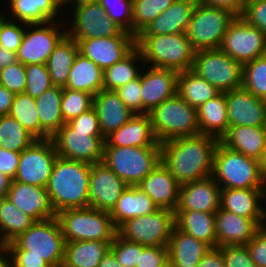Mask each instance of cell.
Here are the masks:
<instances>
[{
  "instance_id": "1",
  "label": "cell",
  "mask_w": 266,
  "mask_h": 267,
  "mask_svg": "<svg viewBox=\"0 0 266 267\" xmlns=\"http://www.w3.org/2000/svg\"><path fill=\"white\" fill-rule=\"evenodd\" d=\"M219 141L203 134L166 141L161 144V161L180 185L208 178Z\"/></svg>"
},
{
  "instance_id": "2",
  "label": "cell",
  "mask_w": 266,
  "mask_h": 267,
  "mask_svg": "<svg viewBox=\"0 0 266 267\" xmlns=\"http://www.w3.org/2000/svg\"><path fill=\"white\" fill-rule=\"evenodd\" d=\"M91 164L56 157L46 191L55 213L88 207Z\"/></svg>"
},
{
  "instance_id": "3",
  "label": "cell",
  "mask_w": 266,
  "mask_h": 267,
  "mask_svg": "<svg viewBox=\"0 0 266 267\" xmlns=\"http://www.w3.org/2000/svg\"><path fill=\"white\" fill-rule=\"evenodd\" d=\"M135 46L141 52L144 68L146 64L178 73L192 69L196 51L186 33L139 34L135 37Z\"/></svg>"
},
{
  "instance_id": "4",
  "label": "cell",
  "mask_w": 266,
  "mask_h": 267,
  "mask_svg": "<svg viewBox=\"0 0 266 267\" xmlns=\"http://www.w3.org/2000/svg\"><path fill=\"white\" fill-rule=\"evenodd\" d=\"M211 176L221 188H266L260 161L230 150L220 141L214 152Z\"/></svg>"
},
{
  "instance_id": "5",
  "label": "cell",
  "mask_w": 266,
  "mask_h": 267,
  "mask_svg": "<svg viewBox=\"0 0 266 267\" xmlns=\"http://www.w3.org/2000/svg\"><path fill=\"white\" fill-rule=\"evenodd\" d=\"M55 217L65 242L113 241L117 234L110 212L92 207L66 209Z\"/></svg>"
},
{
  "instance_id": "6",
  "label": "cell",
  "mask_w": 266,
  "mask_h": 267,
  "mask_svg": "<svg viewBox=\"0 0 266 267\" xmlns=\"http://www.w3.org/2000/svg\"><path fill=\"white\" fill-rule=\"evenodd\" d=\"M65 240L56 217L35 221L25 232L7 243V250H26V256L44 259L51 267H61Z\"/></svg>"
},
{
  "instance_id": "7",
  "label": "cell",
  "mask_w": 266,
  "mask_h": 267,
  "mask_svg": "<svg viewBox=\"0 0 266 267\" xmlns=\"http://www.w3.org/2000/svg\"><path fill=\"white\" fill-rule=\"evenodd\" d=\"M149 115L155 137L160 144L199 134L197 109L177 93L156 106Z\"/></svg>"
},
{
  "instance_id": "8",
  "label": "cell",
  "mask_w": 266,
  "mask_h": 267,
  "mask_svg": "<svg viewBox=\"0 0 266 267\" xmlns=\"http://www.w3.org/2000/svg\"><path fill=\"white\" fill-rule=\"evenodd\" d=\"M161 161V147H104L102 162L127 185L139 184Z\"/></svg>"
},
{
  "instance_id": "9",
  "label": "cell",
  "mask_w": 266,
  "mask_h": 267,
  "mask_svg": "<svg viewBox=\"0 0 266 267\" xmlns=\"http://www.w3.org/2000/svg\"><path fill=\"white\" fill-rule=\"evenodd\" d=\"M231 12L197 2L186 35L195 51L220 48L230 23Z\"/></svg>"
},
{
  "instance_id": "10",
  "label": "cell",
  "mask_w": 266,
  "mask_h": 267,
  "mask_svg": "<svg viewBox=\"0 0 266 267\" xmlns=\"http://www.w3.org/2000/svg\"><path fill=\"white\" fill-rule=\"evenodd\" d=\"M191 70L220 93L241 88L243 85V65L220 48L196 51Z\"/></svg>"
},
{
  "instance_id": "11",
  "label": "cell",
  "mask_w": 266,
  "mask_h": 267,
  "mask_svg": "<svg viewBox=\"0 0 266 267\" xmlns=\"http://www.w3.org/2000/svg\"><path fill=\"white\" fill-rule=\"evenodd\" d=\"M175 226V211L159 208L154 213L128 219L117 228V234L143 246L168 247Z\"/></svg>"
},
{
  "instance_id": "12",
  "label": "cell",
  "mask_w": 266,
  "mask_h": 267,
  "mask_svg": "<svg viewBox=\"0 0 266 267\" xmlns=\"http://www.w3.org/2000/svg\"><path fill=\"white\" fill-rule=\"evenodd\" d=\"M72 7L70 10L66 8L65 14L69 13L68 11L71 14L72 11L73 22H66L65 26L70 25L71 28L66 27L67 36L76 42L98 37L133 36L115 24L98 1L74 4Z\"/></svg>"
},
{
  "instance_id": "13",
  "label": "cell",
  "mask_w": 266,
  "mask_h": 267,
  "mask_svg": "<svg viewBox=\"0 0 266 267\" xmlns=\"http://www.w3.org/2000/svg\"><path fill=\"white\" fill-rule=\"evenodd\" d=\"M50 21L40 24H26V30L16 52L21 64H46L48 57L58 43L67 35L64 21ZM61 26H59V25ZM63 28V29H62ZM30 29V30H29Z\"/></svg>"
},
{
  "instance_id": "14",
  "label": "cell",
  "mask_w": 266,
  "mask_h": 267,
  "mask_svg": "<svg viewBox=\"0 0 266 267\" xmlns=\"http://www.w3.org/2000/svg\"><path fill=\"white\" fill-rule=\"evenodd\" d=\"M220 49L242 65L266 55V34L235 17L224 35Z\"/></svg>"
},
{
  "instance_id": "15",
  "label": "cell",
  "mask_w": 266,
  "mask_h": 267,
  "mask_svg": "<svg viewBox=\"0 0 266 267\" xmlns=\"http://www.w3.org/2000/svg\"><path fill=\"white\" fill-rule=\"evenodd\" d=\"M57 153L51 138L36 139L20 153L14 181L45 188Z\"/></svg>"
},
{
  "instance_id": "16",
  "label": "cell",
  "mask_w": 266,
  "mask_h": 267,
  "mask_svg": "<svg viewBox=\"0 0 266 267\" xmlns=\"http://www.w3.org/2000/svg\"><path fill=\"white\" fill-rule=\"evenodd\" d=\"M57 156L88 164L103 160L105 138L89 136V132L75 131L65 123L52 137Z\"/></svg>"
},
{
  "instance_id": "17",
  "label": "cell",
  "mask_w": 266,
  "mask_h": 267,
  "mask_svg": "<svg viewBox=\"0 0 266 267\" xmlns=\"http://www.w3.org/2000/svg\"><path fill=\"white\" fill-rule=\"evenodd\" d=\"M127 186L103 162L91 164L88 207L111 212Z\"/></svg>"
},
{
  "instance_id": "18",
  "label": "cell",
  "mask_w": 266,
  "mask_h": 267,
  "mask_svg": "<svg viewBox=\"0 0 266 267\" xmlns=\"http://www.w3.org/2000/svg\"><path fill=\"white\" fill-rule=\"evenodd\" d=\"M146 69L140 72L142 114L150 113L177 93V71L150 66Z\"/></svg>"
},
{
  "instance_id": "19",
  "label": "cell",
  "mask_w": 266,
  "mask_h": 267,
  "mask_svg": "<svg viewBox=\"0 0 266 267\" xmlns=\"http://www.w3.org/2000/svg\"><path fill=\"white\" fill-rule=\"evenodd\" d=\"M79 53L103 71L124 58L134 47V36L98 37L77 41Z\"/></svg>"
},
{
  "instance_id": "20",
  "label": "cell",
  "mask_w": 266,
  "mask_h": 267,
  "mask_svg": "<svg viewBox=\"0 0 266 267\" xmlns=\"http://www.w3.org/2000/svg\"><path fill=\"white\" fill-rule=\"evenodd\" d=\"M266 224V218H244L219 208L215 212L217 248L228 245H246L257 229Z\"/></svg>"
},
{
  "instance_id": "21",
  "label": "cell",
  "mask_w": 266,
  "mask_h": 267,
  "mask_svg": "<svg viewBox=\"0 0 266 267\" xmlns=\"http://www.w3.org/2000/svg\"><path fill=\"white\" fill-rule=\"evenodd\" d=\"M229 127L263 126L266 100L255 97L243 87L225 92Z\"/></svg>"
},
{
  "instance_id": "22",
  "label": "cell",
  "mask_w": 266,
  "mask_h": 267,
  "mask_svg": "<svg viewBox=\"0 0 266 267\" xmlns=\"http://www.w3.org/2000/svg\"><path fill=\"white\" fill-rule=\"evenodd\" d=\"M221 187L212 176L180 185L176 210L216 212L220 208Z\"/></svg>"
},
{
  "instance_id": "23",
  "label": "cell",
  "mask_w": 266,
  "mask_h": 267,
  "mask_svg": "<svg viewBox=\"0 0 266 267\" xmlns=\"http://www.w3.org/2000/svg\"><path fill=\"white\" fill-rule=\"evenodd\" d=\"M104 147H161L155 137L149 113L134 114L127 123L109 135Z\"/></svg>"
},
{
  "instance_id": "24",
  "label": "cell",
  "mask_w": 266,
  "mask_h": 267,
  "mask_svg": "<svg viewBox=\"0 0 266 267\" xmlns=\"http://www.w3.org/2000/svg\"><path fill=\"white\" fill-rule=\"evenodd\" d=\"M136 186L147 194L159 208L176 210L180 184L162 161Z\"/></svg>"
},
{
  "instance_id": "25",
  "label": "cell",
  "mask_w": 266,
  "mask_h": 267,
  "mask_svg": "<svg viewBox=\"0 0 266 267\" xmlns=\"http://www.w3.org/2000/svg\"><path fill=\"white\" fill-rule=\"evenodd\" d=\"M6 198L35 221L55 217L46 188L12 180Z\"/></svg>"
},
{
  "instance_id": "26",
  "label": "cell",
  "mask_w": 266,
  "mask_h": 267,
  "mask_svg": "<svg viewBox=\"0 0 266 267\" xmlns=\"http://www.w3.org/2000/svg\"><path fill=\"white\" fill-rule=\"evenodd\" d=\"M265 199L266 188H221L220 208L244 218H266Z\"/></svg>"
},
{
  "instance_id": "27",
  "label": "cell",
  "mask_w": 266,
  "mask_h": 267,
  "mask_svg": "<svg viewBox=\"0 0 266 267\" xmlns=\"http://www.w3.org/2000/svg\"><path fill=\"white\" fill-rule=\"evenodd\" d=\"M102 136L106 139L134 115L114 90L103 89L93 97Z\"/></svg>"
},
{
  "instance_id": "28",
  "label": "cell",
  "mask_w": 266,
  "mask_h": 267,
  "mask_svg": "<svg viewBox=\"0 0 266 267\" xmlns=\"http://www.w3.org/2000/svg\"><path fill=\"white\" fill-rule=\"evenodd\" d=\"M198 0H175L159 14L140 34L186 33Z\"/></svg>"
},
{
  "instance_id": "29",
  "label": "cell",
  "mask_w": 266,
  "mask_h": 267,
  "mask_svg": "<svg viewBox=\"0 0 266 267\" xmlns=\"http://www.w3.org/2000/svg\"><path fill=\"white\" fill-rule=\"evenodd\" d=\"M220 142L230 150L260 161L266 149V133L263 126L229 127Z\"/></svg>"
},
{
  "instance_id": "30",
  "label": "cell",
  "mask_w": 266,
  "mask_h": 267,
  "mask_svg": "<svg viewBox=\"0 0 266 267\" xmlns=\"http://www.w3.org/2000/svg\"><path fill=\"white\" fill-rule=\"evenodd\" d=\"M159 207L138 186L128 185L110 212L113 224L118 228L128 219L154 213Z\"/></svg>"
},
{
  "instance_id": "31",
  "label": "cell",
  "mask_w": 266,
  "mask_h": 267,
  "mask_svg": "<svg viewBox=\"0 0 266 267\" xmlns=\"http://www.w3.org/2000/svg\"><path fill=\"white\" fill-rule=\"evenodd\" d=\"M168 257L176 267H197L211 247L174 227L169 243Z\"/></svg>"
},
{
  "instance_id": "32",
  "label": "cell",
  "mask_w": 266,
  "mask_h": 267,
  "mask_svg": "<svg viewBox=\"0 0 266 267\" xmlns=\"http://www.w3.org/2000/svg\"><path fill=\"white\" fill-rule=\"evenodd\" d=\"M176 227L199 241L217 248L215 212L175 210Z\"/></svg>"
},
{
  "instance_id": "33",
  "label": "cell",
  "mask_w": 266,
  "mask_h": 267,
  "mask_svg": "<svg viewBox=\"0 0 266 267\" xmlns=\"http://www.w3.org/2000/svg\"><path fill=\"white\" fill-rule=\"evenodd\" d=\"M63 88L53 86L36 98L40 120V139L51 138L64 124L61 112Z\"/></svg>"
},
{
  "instance_id": "34",
  "label": "cell",
  "mask_w": 266,
  "mask_h": 267,
  "mask_svg": "<svg viewBox=\"0 0 266 267\" xmlns=\"http://www.w3.org/2000/svg\"><path fill=\"white\" fill-rule=\"evenodd\" d=\"M111 243L99 240L65 242L61 267H98Z\"/></svg>"
},
{
  "instance_id": "35",
  "label": "cell",
  "mask_w": 266,
  "mask_h": 267,
  "mask_svg": "<svg viewBox=\"0 0 266 267\" xmlns=\"http://www.w3.org/2000/svg\"><path fill=\"white\" fill-rule=\"evenodd\" d=\"M199 134L220 140L229 129L225 93L208 100L197 109Z\"/></svg>"
},
{
  "instance_id": "36",
  "label": "cell",
  "mask_w": 266,
  "mask_h": 267,
  "mask_svg": "<svg viewBox=\"0 0 266 267\" xmlns=\"http://www.w3.org/2000/svg\"><path fill=\"white\" fill-rule=\"evenodd\" d=\"M64 88L90 93L95 96L103 90V70L92 60L78 53Z\"/></svg>"
},
{
  "instance_id": "37",
  "label": "cell",
  "mask_w": 266,
  "mask_h": 267,
  "mask_svg": "<svg viewBox=\"0 0 266 267\" xmlns=\"http://www.w3.org/2000/svg\"><path fill=\"white\" fill-rule=\"evenodd\" d=\"M8 4L11 18H6L26 24L55 21L62 12L53 0H10Z\"/></svg>"
},
{
  "instance_id": "38",
  "label": "cell",
  "mask_w": 266,
  "mask_h": 267,
  "mask_svg": "<svg viewBox=\"0 0 266 267\" xmlns=\"http://www.w3.org/2000/svg\"><path fill=\"white\" fill-rule=\"evenodd\" d=\"M78 53V43L67 35L55 47L46 63L54 86H66L70 69Z\"/></svg>"
},
{
  "instance_id": "39",
  "label": "cell",
  "mask_w": 266,
  "mask_h": 267,
  "mask_svg": "<svg viewBox=\"0 0 266 267\" xmlns=\"http://www.w3.org/2000/svg\"><path fill=\"white\" fill-rule=\"evenodd\" d=\"M177 94L190 106L198 109L220 92L192 70H186L178 73Z\"/></svg>"
},
{
  "instance_id": "40",
  "label": "cell",
  "mask_w": 266,
  "mask_h": 267,
  "mask_svg": "<svg viewBox=\"0 0 266 267\" xmlns=\"http://www.w3.org/2000/svg\"><path fill=\"white\" fill-rule=\"evenodd\" d=\"M140 62L144 64L141 52L135 46L124 58L103 71V89L116 91L136 79L141 72Z\"/></svg>"
},
{
  "instance_id": "41",
  "label": "cell",
  "mask_w": 266,
  "mask_h": 267,
  "mask_svg": "<svg viewBox=\"0 0 266 267\" xmlns=\"http://www.w3.org/2000/svg\"><path fill=\"white\" fill-rule=\"evenodd\" d=\"M35 220L17 207L8 199H0V235L9 243L18 235L25 232Z\"/></svg>"
},
{
  "instance_id": "42",
  "label": "cell",
  "mask_w": 266,
  "mask_h": 267,
  "mask_svg": "<svg viewBox=\"0 0 266 267\" xmlns=\"http://www.w3.org/2000/svg\"><path fill=\"white\" fill-rule=\"evenodd\" d=\"M35 140L15 118L9 114L0 116V148L21 153Z\"/></svg>"
},
{
  "instance_id": "43",
  "label": "cell",
  "mask_w": 266,
  "mask_h": 267,
  "mask_svg": "<svg viewBox=\"0 0 266 267\" xmlns=\"http://www.w3.org/2000/svg\"><path fill=\"white\" fill-rule=\"evenodd\" d=\"M9 115L36 139H40L39 113L34 98L26 93L15 94Z\"/></svg>"
},
{
  "instance_id": "44",
  "label": "cell",
  "mask_w": 266,
  "mask_h": 267,
  "mask_svg": "<svg viewBox=\"0 0 266 267\" xmlns=\"http://www.w3.org/2000/svg\"><path fill=\"white\" fill-rule=\"evenodd\" d=\"M175 0H133L132 35L138 36Z\"/></svg>"
},
{
  "instance_id": "45",
  "label": "cell",
  "mask_w": 266,
  "mask_h": 267,
  "mask_svg": "<svg viewBox=\"0 0 266 267\" xmlns=\"http://www.w3.org/2000/svg\"><path fill=\"white\" fill-rule=\"evenodd\" d=\"M255 97L266 100V55L243 65V85Z\"/></svg>"
},
{
  "instance_id": "46",
  "label": "cell",
  "mask_w": 266,
  "mask_h": 267,
  "mask_svg": "<svg viewBox=\"0 0 266 267\" xmlns=\"http://www.w3.org/2000/svg\"><path fill=\"white\" fill-rule=\"evenodd\" d=\"M93 95L63 87L61 112L65 123L93 107Z\"/></svg>"
},
{
  "instance_id": "47",
  "label": "cell",
  "mask_w": 266,
  "mask_h": 267,
  "mask_svg": "<svg viewBox=\"0 0 266 267\" xmlns=\"http://www.w3.org/2000/svg\"><path fill=\"white\" fill-rule=\"evenodd\" d=\"M26 87L24 93L36 99L54 85L46 64L25 65Z\"/></svg>"
},
{
  "instance_id": "48",
  "label": "cell",
  "mask_w": 266,
  "mask_h": 267,
  "mask_svg": "<svg viewBox=\"0 0 266 267\" xmlns=\"http://www.w3.org/2000/svg\"><path fill=\"white\" fill-rule=\"evenodd\" d=\"M106 15L123 31L132 34L133 0H99Z\"/></svg>"
},
{
  "instance_id": "49",
  "label": "cell",
  "mask_w": 266,
  "mask_h": 267,
  "mask_svg": "<svg viewBox=\"0 0 266 267\" xmlns=\"http://www.w3.org/2000/svg\"><path fill=\"white\" fill-rule=\"evenodd\" d=\"M1 11V26H0V46L6 50L17 52L21 45L26 23L14 21L6 18V15ZM4 14V15H3Z\"/></svg>"
},
{
  "instance_id": "50",
  "label": "cell",
  "mask_w": 266,
  "mask_h": 267,
  "mask_svg": "<svg viewBox=\"0 0 266 267\" xmlns=\"http://www.w3.org/2000/svg\"><path fill=\"white\" fill-rule=\"evenodd\" d=\"M144 247L138 243L125 240L116 234L111 243L110 250L114 253L122 267H136L139 262V254Z\"/></svg>"
},
{
  "instance_id": "51",
  "label": "cell",
  "mask_w": 266,
  "mask_h": 267,
  "mask_svg": "<svg viewBox=\"0 0 266 267\" xmlns=\"http://www.w3.org/2000/svg\"><path fill=\"white\" fill-rule=\"evenodd\" d=\"M26 81L25 66L20 62L0 70V85L14 94L24 93Z\"/></svg>"
},
{
  "instance_id": "52",
  "label": "cell",
  "mask_w": 266,
  "mask_h": 267,
  "mask_svg": "<svg viewBox=\"0 0 266 267\" xmlns=\"http://www.w3.org/2000/svg\"><path fill=\"white\" fill-rule=\"evenodd\" d=\"M225 267H257L246 245H228L219 248Z\"/></svg>"
},
{
  "instance_id": "53",
  "label": "cell",
  "mask_w": 266,
  "mask_h": 267,
  "mask_svg": "<svg viewBox=\"0 0 266 267\" xmlns=\"http://www.w3.org/2000/svg\"><path fill=\"white\" fill-rule=\"evenodd\" d=\"M116 92L133 114H142L140 74L136 79L119 87Z\"/></svg>"
},
{
  "instance_id": "54",
  "label": "cell",
  "mask_w": 266,
  "mask_h": 267,
  "mask_svg": "<svg viewBox=\"0 0 266 267\" xmlns=\"http://www.w3.org/2000/svg\"><path fill=\"white\" fill-rule=\"evenodd\" d=\"M241 17L266 34V0H247Z\"/></svg>"
},
{
  "instance_id": "55",
  "label": "cell",
  "mask_w": 266,
  "mask_h": 267,
  "mask_svg": "<svg viewBox=\"0 0 266 267\" xmlns=\"http://www.w3.org/2000/svg\"><path fill=\"white\" fill-rule=\"evenodd\" d=\"M251 259L257 267H266V224L260 226L246 244Z\"/></svg>"
},
{
  "instance_id": "56",
  "label": "cell",
  "mask_w": 266,
  "mask_h": 267,
  "mask_svg": "<svg viewBox=\"0 0 266 267\" xmlns=\"http://www.w3.org/2000/svg\"><path fill=\"white\" fill-rule=\"evenodd\" d=\"M68 124L75 131L89 132V136H102L98 115L93 107L80 116L70 120Z\"/></svg>"
},
{
  "instance_id": "57",
  "label": "cell",
  "mask_w": 266,
  "mask_h": 267,
  "mask_svg": "<svg viewBox=\"0 0 266 267\" xmlns=\"http://www.w3.org/2000/svg\"><path fill=\"white\" fill-rule=\"evenodd\" d=\"M167 258V247L145 246L139 254V262L136 267H160Z\"/></svg>"
},
{
  "instance_id": "58",
  "label": "cell",
  "mask_w": 266,
  "mask_h": 267,
  "mask_svg": "<svg viewBox=\"0 0 266 267\" xmlns=\"http://www.w3.org/2000/svg\"><path fill=\"white\" fill-rule=\"evenodd\" d=\"M11 267H51L44 259L26 256V250H7Z\"/></svg>"
},
{
  "instance_id": "59",
  "label": "cell",
  "mask_w": 266,
  "mask_h": 267,
  "mask_svg": "<svg viewBox=\"0 0 266 267\" xmlns=\"http://www.w3.org/2000/svg\"><path fill=\"white\" fill-rule=\"evenodd\" d=\"M20 159V153L0 148V172L14 179Z\"/></svg>"
},
{
  "instance_id": "60",
  "label": "cell",
  "mask_w": 266,
  "mask_h": 267,
  "mask_svg": "<svg viewBox=\"0 0 266 267\" xmlns=\"http://www.w3.org/2000/svg\"><path fill=\"white\" fill-rule=\"evenodd\" d=\"M198 2L227 10L236 17H240L244 11L247 0H198Z\"/></svg>"
},
{
  "instance_id": "61",
  "label": "cell",
  "mask_w": 266,
  "mask_h": 267,
  "mask_svg": "<svg viewBox=\"0 0 266 267\" xmlns=\"http://www.w3.org/2000/svg\"><path fill=\"white\" fill-rule=\"evenodd\" d=\"M197 267H225L219 248H211L200 260Z\"/></svg>"
},
{
  "instance_id": "62",
  "label": "cell",
  "mask_w": 266,
  "mask_h": 267,
  "mask_svg": "<svg viewBox=\"0 0 266 267\" xmlns=\"http://www.w3.org/2000/svg\"><path fill=\"white\" fill-rule=\"evenodd\" d=\"M14 96L13 92L0 85V116L9 114Z\"/></svg>"
},
{
  "instance_id": "63",
  "label": "cell",
  "mask_w": 266,
  "mask_h": 267,
  "mask_svg": "<svg viewBox=\"0 0 266 267\" xmlns=\"http://www.w3.org/2000/svg\"><path fill=\"white\" fill-rule=\"evenodd\" d=\"M16 62H18L16 53L0 46V70Z\"/></svg>"
},
{
  "instance_id": "64",
  "label": "cell",
  "mask_w": 266,
  "mask_h": 267,
  "mask_svg": "<svg viewBox=\"0 0 266 267\" xmlns=\"http://www.w3.org/2000/svg\"><path fill=\"white\" fill-rule=\"evenodd\" d=\"M98 267H122V266L118 263V260L115 257L114 253L111 250H109L100 261Z\"/></svg>"
},
{
  "instance_id": "65",
  "label": "cell",
  "mask_w": 266,
  "mask_h": 267,
  "mask_svg": "<svg viewBox=\"0 0 266 267\" xmlns=\"http://www.w3.org/2000/svg\"><path fill=\"white\" fill-rule=\"evenodd\" d=\"M11 183L12 179L4 173L0 172V199L7 197Z\"/></svg>"
},
{
  "instance_id": "66",
  "label": "cell",
  "mask_w": 266,
  "mask_h": 267,
  "mask_svg": "<svg viewBox=\"0 0 266 267\" xmlns=\"http://www.w3.org/2000/svg\"><path fill=\"white\" fill-rule=\"evenodd\" d=\"M53 2L62 11V13H65L66 9L63 10V8H66V5L67 7L69 6L68 8H70V6L72 7L75 4V0H53Z\"/></svg>"
},
{
  "instance_id": "67",
  "label": "cell",
  "mask_w": 266,
  "mask_h": 267,
  "mask_svg": "<svg viewBox=\"0 0 266 267\" xmlns=\"http://www.w3.org/2000/svg\"><path fill=\"white\" fill-rule=\"evenodd\" d=\"M8 257L9 256L7 251L0 252V267H11L10 260Z\"/></svg>"
},
{
  "instance_id": "68",
  "label": "cell",
  "mask_w": 266,
  "mask_h": 267,
  "mask_svg": "<svg viewBox=\"0 0 266 267\" xmlns=\"http://www.w3.org/2000/svg\"><path fill=\"white\" fill-rule=\"evenodd\" d=\"M260 171H261V175H262L264 181L266 182V149H265L263 156L260 160Z\"/></svg>"
},
{
  "instance_id": "69",
  "label": "cell",
  "mask_w": 266,
  "mask_h": 267,
  "mask_svg": "<svg viewBox=\"0 0 266 267\" xmlns=\"http://www.w3.org/2000/svg\"><path fill=\"white\" fill-rule=\"evenodd\" d=\"M160 267H176L173 261L168 257Z\"/></svg>"
},
{
  "instance_id": "70",
  "label": "cell",
  "mask_w": 266,
  "mask_h": 267,
  "mask_svg": "<svg viewBox=\"0 0 266 267\" xmlns=\"http://www.w3.org/2000/svg\"><path fill=\"white\" fill-rule=\"evenodd\" d=\"M7 251V243L2 239L0 235V252Z\"/></svg>"
},
{
  "instance_id": "71",
  "label": "cell",
  "mask_w": 266,
  "mask_h": 267,
  "mask_svg": "<svg viewBox=\"0 0 266 267\" xmlns=\"http://www.w3.org/2000/svg\"><path fill=\"white\" fill-rule=\"evenodd\" d=\"M99 0H75V4L87 3V2H97Z\"/></svg>"
},
{
  "instance_id": "72",
  "label": "cell",
  "mask_w": 266,
  "mask_h": 267,
  "mask_svg": "<svg viewBox=\"0 0 266 267\" xmlns=\"http://www.w3.org/2000/svg\"><path fill=\"white\" fill-rule=\"evenodd\" d=\"M263 127H264V130H265V133H266V114H265V120H264V125H263Z\"/></svg>"
}]
</instances>
